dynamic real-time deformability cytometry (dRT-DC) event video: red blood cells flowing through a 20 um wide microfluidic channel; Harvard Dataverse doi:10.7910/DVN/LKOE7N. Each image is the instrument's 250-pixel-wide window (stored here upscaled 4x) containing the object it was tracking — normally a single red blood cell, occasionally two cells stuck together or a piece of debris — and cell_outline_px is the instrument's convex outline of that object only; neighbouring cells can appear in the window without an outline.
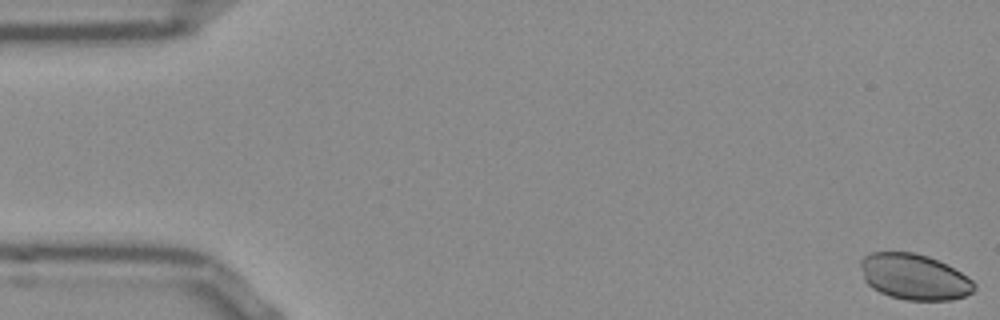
{"species": "Egyptian fruit bat (a non-hibernating species)", "species_latin": "Rousettus aegyptiacus", "temperature_condition": "room temperature", "stored_images_in_passage": 53, "camera_frame_rate_fps": 3000, "um_per_image_px": 0.085, "frame": {"image": 1, "passage_image": 1, "time_ms": 0.0, "image_size_px": [1000, 320], "cell_outline_px": [[976, 288], [972, 292], [964, 296], [952, 300], [904, 300], [888, 296], [872, 288], [864, 280], [860, 264], [860, 260], [868, 252], [912, 252], [928, 256], [948, 264], [972, 280], [976, 284]], "centroid_in_image_um": [77.7, 23.53], "position_along_channel_um": 7.3, "area_um2": 30.58}}
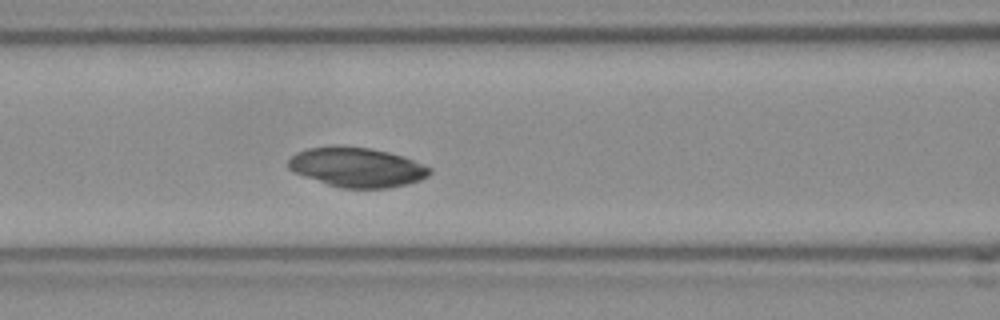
{"frame": {"image": 2, "passage_image": 22, "time_ms": 7.0, "image_size_px": [1000, 320], "cell_outline_px": [[432, 172], [428, 176], [420, 180], [408, 184], [388, 188], [340, 188], [304, 176], [288, 168], [288, 160], [296, 152], [308, 148], [332, 144], [340, 144], [368, 148], [388, 152], [404, 156], [432, 168]], "centroid_in_image_um": [30.34, 14.2], "position_along_channel_um": 136.3, "area_um2": 32.95}}
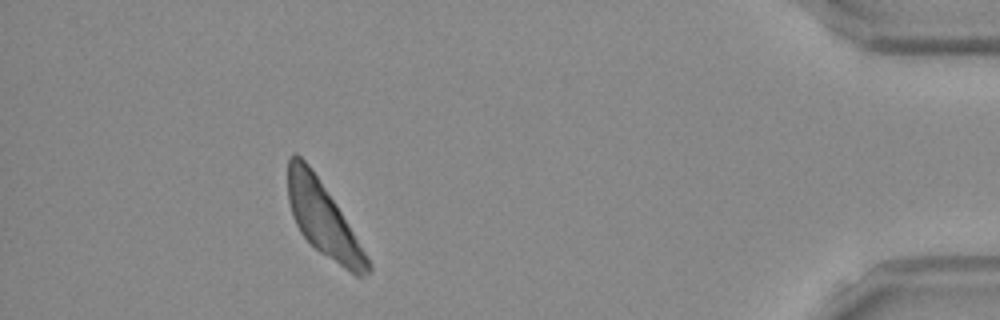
{"frame": {"image": 3, "passage_image": 48, "time_ms": 15.667, "image_size_px": [1000, 320], "cell_outline_px": [[372, 268], [364, 276], [356, 276], [320, 252], [300, 232], [292, 216], [288, 200], [288, 160], [296, 152], [308, 164], [336, 204], [368, 256], [372, 264]], "centroid_in_image_um": [27.47, 18.64], "position_along_channel_um": 407.7, "area_um2": 33.64}}